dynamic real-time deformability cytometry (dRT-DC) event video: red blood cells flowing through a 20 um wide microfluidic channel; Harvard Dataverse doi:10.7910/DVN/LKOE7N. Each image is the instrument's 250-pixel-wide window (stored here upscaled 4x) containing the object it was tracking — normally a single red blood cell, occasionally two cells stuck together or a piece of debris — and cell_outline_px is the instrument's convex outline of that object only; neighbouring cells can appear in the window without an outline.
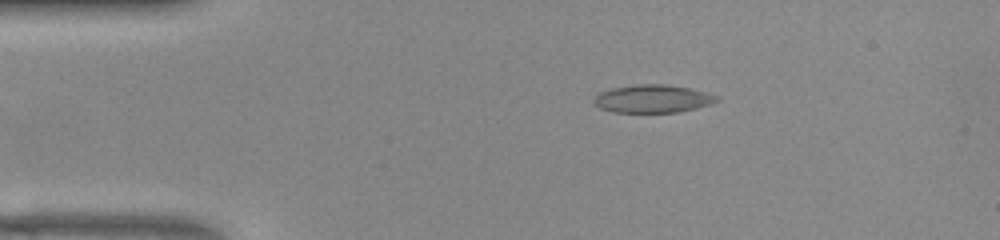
{"species": "common noctule bat (a hibernating species)", "species_latin": "Nyctalus noctula", "temperature_condition": "warm", "stored_images_in_passage": 45, "camera_frame_rate_fps": 3000, "um_per_image_px": 0.085, "animal": {"sex": "female", "body_mass_g": 22.0, "forearm_length_mm": 56.7}, "frame": {"image": 1, "passage_image": 2, "time_ms": 0.333, "image_size_px": [1000, 240], "cell_outline_px": [[720, 100], [712, 104], [680, 112], [612, 112], [600, 108], [592, 100], [600, 92], [612, 88], [636, 84], [668, 84], [688, 88], [720, 96]], "centroid_in_image_um": [55.51, 8.39], "position_along_channel_um": 29.5, "area_um2": 20.06}}
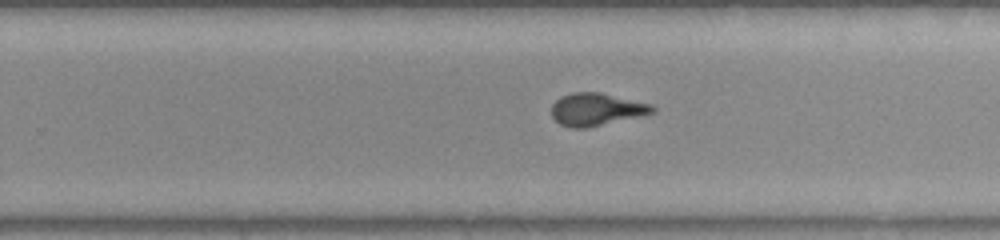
{"frame": {"image": 2, "passage_image": 25, "time_ms": 8.0, "image_size_px": [1000, 240], "cell_outline_px": [[656, 112], [644, 116], [584, 128], [572, 128], [560, 124], [552, 116], [552, 104], [560, 96], [572, 92], [600, 92], [652, 104], [656, 108]], "centroid_in_image_um": [50.73, 9.29], "position_along_channel_um": 279.1, "area_um2": 19.31}}
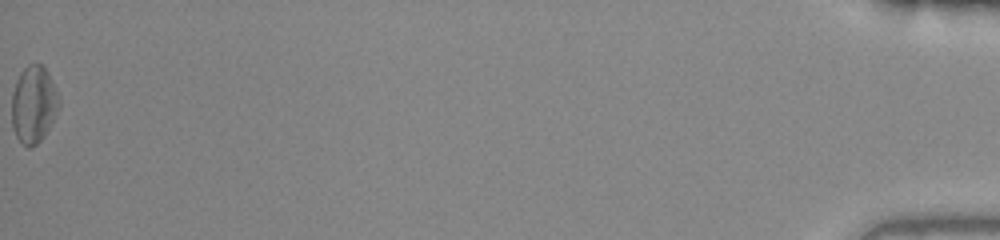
{"frame": {"image": 3, "passage_image": 45, "time_ms": 14.667, "image_size_px": [1000, 240], "cell_outline_px": [[60, 108], [44, 136], [32, 148], [28, 148], [16, 136], [12, 128], [12, 92], [16, 80], [20, 72], [28, 64], [40, 64], [44, 68], [60, 100]], "centroid_in_image_um": [2.84, 8.9], "position_along_channel_um": 432.4, "area_um2": 21.04}, "authors_computed_cell_mechanics": {"area_um2": 19.2474, "velocity_mm_per_s": 3.8992, "shape_relaxation_time_tau1_ms": null, "shape_relaxation_time_tau2_ms": 1.4438, "deformation_change_tau1": null, "deformation_change_tau2": 0.0825}}